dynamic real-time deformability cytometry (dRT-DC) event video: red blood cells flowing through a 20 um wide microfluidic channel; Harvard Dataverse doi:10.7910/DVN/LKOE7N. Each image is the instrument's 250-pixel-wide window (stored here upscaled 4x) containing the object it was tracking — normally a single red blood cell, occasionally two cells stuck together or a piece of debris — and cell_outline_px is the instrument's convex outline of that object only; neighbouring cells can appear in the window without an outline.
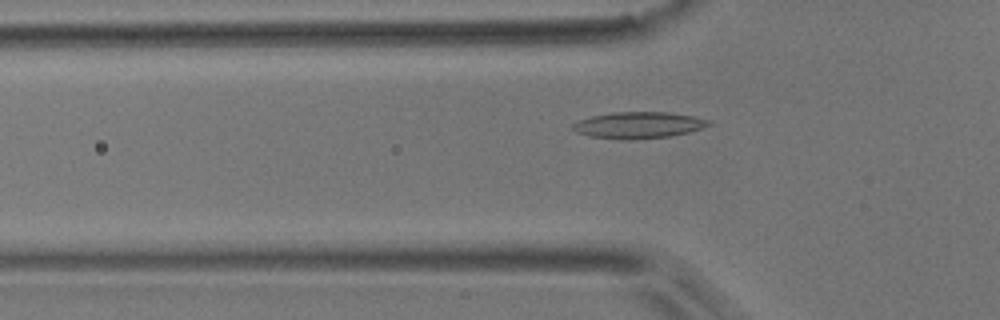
{"species": "common noctule bat (a hibernating species)", "species_latin": "Nyctalus noctula", "temperature_condition": "room temperature", "stored_images_in_passage": 47, "camera_frame_rate_fps": 3000, "um_per_image_px": 0.085, "animal": {"sex": "male", "body_mass_g": 17.9}, "frame": {"image": 1, "passage_image": 11, "time_ms": 3.333, "image_size_px": [1000, 320], "cell_outline_px": [[712, 124], [688, 132], [672, 136], [632, 140], [620, 140], [592, 136], [576, 132], [572, 128], [572, 124], [580, 120], [592, 116], [612, 112], [668, 112], [692, 116], [712, 120]], "centroid_in_image_um": [54.29, 10.64], "position_along_channel_um": 71.5, "area_um2": 20.98}}
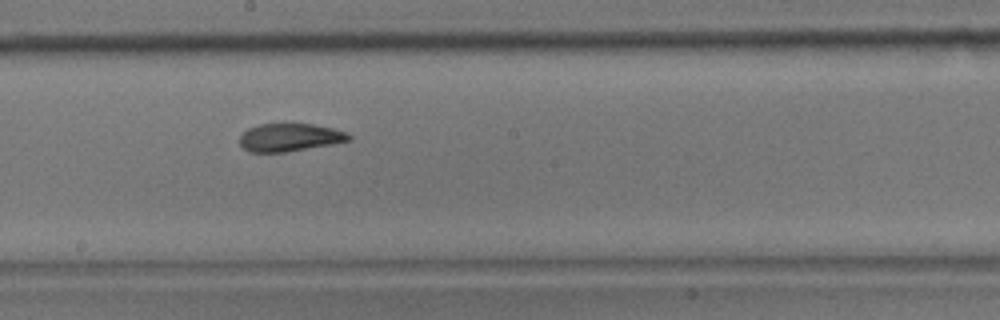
{"frame": {"image": 2, "passage_image": 23, "time_ms": 7.333, "image_size_px": [1000, 320], "cell_outline_px": [[352, 140], [284, 152], [248, 152], [240, 144], [240, 136], [248, 128], [260, 124], [312, 124], [332, 128], [344, 132], [352, 136]], "centroid_in_image_um": [24.6, 11.68], "position_along_channel_um": 223.6, "area_um2": 17.46}}
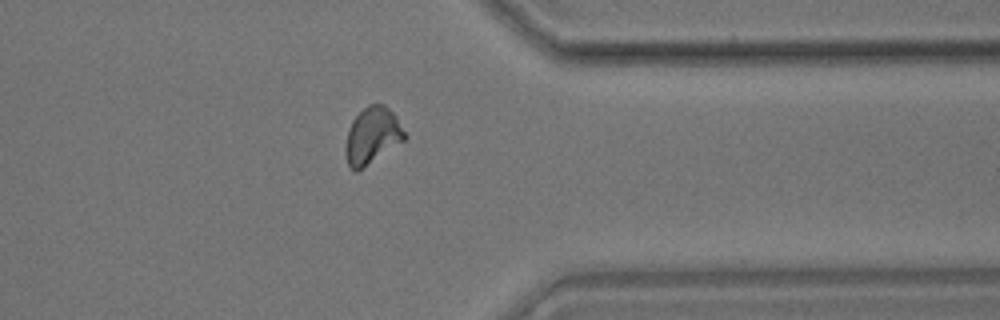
{"frame": {"image": 3, "passage_image": 36, "time_ms": 11.667, "image_size_px": [1000, 320], "cell_outline_px": [[408, 136], [404, 140], [356, 172], [352, 172], [348, 164], [344, 152], [344, 148], [348, 132], [352, 120], [368, 104], [384, 104], [396, 116]], "centroid_in_image_um": [31.63, 11.53], "position_along_channel_um": 379.8, "area_um2": 19.36}, "authors_computed_cell_mechanics": {"area_um2": 18.9006, "velocity_mm_per_s": 3.7865, "shape_relaxation_time_tau1_ms": 5.1796, "shape_relaxation_time_tau2_ms": 1.9797, "deformation_change_tau1": 0.1556, "deformation_change_tau2": 0.0787}}